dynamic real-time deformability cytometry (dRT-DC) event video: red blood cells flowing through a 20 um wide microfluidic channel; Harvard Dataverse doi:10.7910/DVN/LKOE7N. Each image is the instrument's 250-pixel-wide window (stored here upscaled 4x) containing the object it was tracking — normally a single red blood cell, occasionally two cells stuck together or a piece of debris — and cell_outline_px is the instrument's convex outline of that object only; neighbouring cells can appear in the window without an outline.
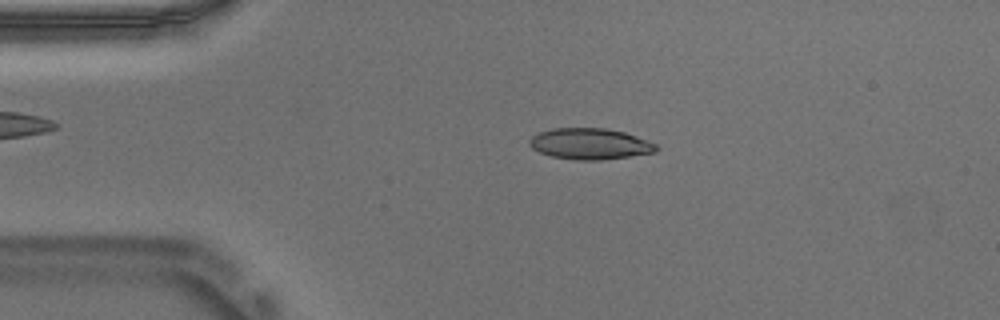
{"species": "Egyptian fruit bat (a non-hibernating species)", "species_latin": "Rousettus aegyptiacus", "temperature_condition": "warm", "stored_images_in_passage": 49, "camera_frame_rate_fps": 3000, "um_per_image_px": 0.085, "animal": {"sex": "male"}, "frame": {"image": 1, "passage_image": 10, "time_ms": 3.0, "image_size_px": [1000, 320], "cell_outline_px": [[660, 148], [656, 152], [604, 160], [576, 160], [552, 156], [540, 152], [532, 148], [528, 144], [528, 140], [532, 136], [540, 132], [552, 128], [604, 128], [624, 132], [636, 136], [656, 144]], "centroid_in_image_um": [50.15, 12.23], "position_along_channel_um": 34.9, "area_um2": 23.0}}
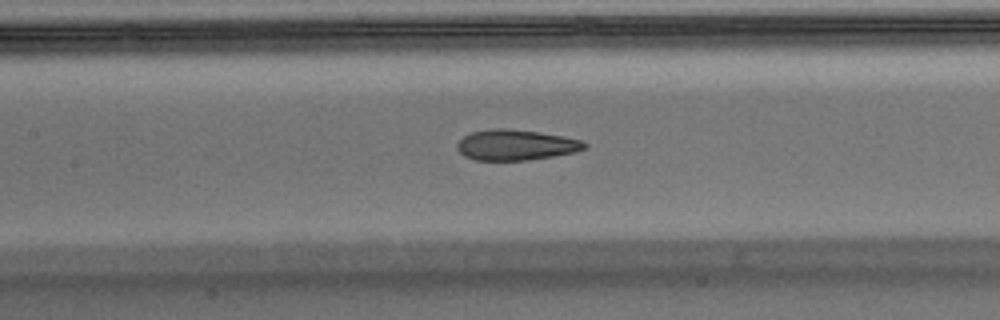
{"frame": {"image": 2, "passage_image": 23, "time_ms": 7.333, "image_size_px": [1000, 320], "cell_outline_px": [[588, 144], [584, 148], [576, 152], [528, 160], [476, 160], [464, 156], [456, 148], [456, 144], [464, 136], [472, 132], [488, 128], [508, 128], [540, 132], [564, 136], [580, 140]], "centroid_in_image_um": [43.82, 12.31], "position_along_channel_um": 163.6, "area_um2": 22.77}}
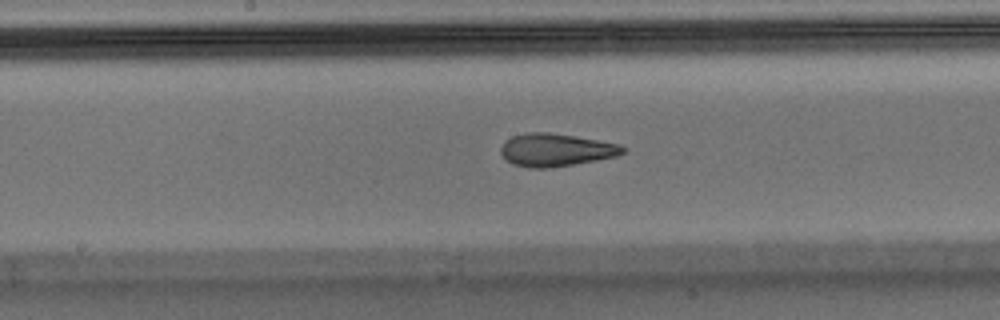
{"frame": {"image": 3, "passage_image": 26, "time_ms": 8.333, "image_size_px": [1000, 320], "cell_outline_px": [[628, 148], [624, 152], [616, 156], [596, 160], [548, 168], [528, 168], [512, 164], [500, 152], [500, 148], [504, 140], [512, 136], [528, 132], [548, 132], [576, 136], [620, 144]], "centroid_in_image_um": [47.24, 12.73], "position_along_channel_um": 201.0, "area_um2": 23.35}, "authors_computed_cell_mechanics": {"area_um2": 22.7732, "velocity_mm_per_s": 3.74, "shape_relaxation_time_tau1_ms": null, "shape_relaxation_time_tau2_ms": 2.0745, "deformation_change_tau1": null, "deformation_change_tau2": 0.0965}}